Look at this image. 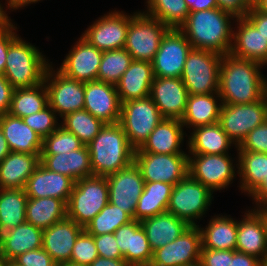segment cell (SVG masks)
<instances>
[{
	"instance_id": "obj_1",
	"label": "cell",
	"mask_w": 267,
	"mask_h": 266,
	"mask_svg": "<svg viewBox=\"0 0 267 266\" xmlns=\"http://www.w3.org/2000/svg\"><path fill=\"white\" fill-rule=\"evenodd\" d=\"M262 64L236 58L230 53L222 57L219 72L220 101L222 104L253 103L264 94V75L259 70Z\"/></svg>"
},
{
	"instance_id": "obj_2",
	"label": "cell",
	"mask_w": 267,
	"mask_h": 266,
	"mask_svg": "<svg viewBox=\"0 0 267 266\" xmlns=\"http://www.w3.org/2000/svg\"><path fill=\"white\" fill-rule=\"evenodd\" d=\"M230 18H236L219 7L190 12L179 28L187 37L192 48L210 50L221 55L229 54L233 33Z\"/></svg>"
},
{
	"instance_id": "obj_3",
	"label": "cell",
	"mask_w": 267,
	"mask_h": 266,
	"mask_svg": "<svg viewBox=\"0 0 267 266\" xmlns=\"http://www.w3.org/2000/svg\"><path fill=\"white\" fill-rule=\"evenodd\" d=\"M87 148L95 176H108L134 162L135 149L119 122L105 124Z\"/></svg>"
},
{
	"instance_id": "obj_4",
	"label": "cell",
	"mask_w": 267,
	"mask_h": 266,
	"mask_svg": "<svg viewBox=\"0 0 267 266\" xmlns=\"http://www.w3.org/2000/svg\"><path fill=\"white\" fill-rule=\"evenodd\" d=\"M41 54L19 36L10 43L3 75L14 89L35 87L44 82L50 64Z\"/></svg>"
},
{
	"instance_id": "obj_5",
	"label": "cell",
	"mask_w": 267,
	"mask_h": 266,
	"mask_svg": "<svg viewBox=\"0 0 267 266\" xmlns=\"http://www.w3.org/2000/svg\"><path fill=\"white\" fill-rule=\"evenodd\" d=\"M106 176H89L75 182L66 204L67 217L83 228L107 205Z\"/></svg>"
},
{
	"instance_id": "obj_6",
	"label": "cell",
	"mask_w": 267,
	"mask_h": 266,
	"mask_svg": "<svg viewBox=\"0 0 267 266\" xmlns=\"http://www.w3.org/2000/svg\"><path fill=\"white\" fill-rule=\"evenodd\" d=\"M222 57L210 50H190L180 77L190 95L218 93Z\"/></svg>"
},
{
	"instance_id": "obj_7",
	"label": "cell",
	"mask_w": 267,
	"mask_h": 266,
	"mask_svg": "<svg viewBox=\"0 0 267 266\" xmlns=\"http://www.w3.org/2000/svg\"><path fill=\"white\" fill-rule=\"evenodd\" d=\"M169 28L158 19L135 12L129 16L125 49L133 60L152 62Z\"/></svg>"
},
{
	"instance_id": "obj_8",
	"label": "cell",
	"mask_w": 267,
	"mask_h": 266,
	"mask_svg": "<svg viewBox=\"0 0 267 266\" xmlns=\"http://www.w3.org/2000/svg\"><path fill=\"white\" fill-rule=\"evenodd\" d=\"M163 119L150 97L130 100L121 104L119 124L123 128L129 144L135 150L143 145Z\"/></svg>"
},
{
	"instance_id": "obj_9",
	"label": "cell",
	"mask_w": 267,
	"mask_h": 266,
	"mask_svg": "<svg viewBox=\"0 0 267 266\" xmlns=\"http://www.w3.org/2000/svg\"><path fill=\"white\" fill-rule=\"evenodd\" d=\"M212 194L208 187L188 175L173 187L167 212L194 226V220L206 213L213 198Z\"/></svg>"
},
{
	"instance_id": "obj_10",
	"label": "cell",
	"mask_w": 267,
	"mask_h": 266,
	"mask_svg": "<svg viewBox=\"0 0 267 266\" xmlns=\"http://www.w3.org/2000/svg\"><path fill=\"white\" fill-rule=\"evenodd\" d=\"M267 121V96L253 103L222 104L218 123L237 147L255 127Z\"/></svg>"
},
{
	"instance_id": "obj_11",
	"label": "cell",
	"mask_w": 267,
	"mask_h": 266,
	"mask_svg": "<svg viewBox=\"0 0 267 266\" xmlns=\"http://www.w3.org/2000/svg\"><path fill=\"white\" fill-rule=\"evenodd\" d=\"M186 154H154L135 152L134 162L145 182H164L176 185L189 175Z\"/></svg>"
},
{
	"instance_id": "obj_12",
	"label": "cell",
	"mask_w": 267,
	"mask_h": 266,
	"mask_svg": "<svg viewBox=\"0 0 267 266\" xmlns=\"http://www.w3.org/2000/svg\"><path fill=\"white\" fill-rule=\"evenodd\" d=\"M192 46L180 29L169 28L152 60L154 77L180 78Z\"/></svg>"
},
{
	"instance_id": "obj_13",
	"label": "cell",
	"mask_w": 267,
	"mask_h": 266,
	"mask_svg": "<svg viewBox=\"0 0 267 266\" xmlns=\"http://www.w3.org/2000/svg\"><path fill=\"white\" fill-rule=\"evenodd\" d=\"M51 68L49 65L44 77L49 106L61 118L66 114L83 110L85 83L69 78L59 70L55 73Z\"/></svg>"
},
{
	"instance_id": "obj_14",
	"label": "cell",
	"mask_w": 267,
	"mask_h": 266,
	"mask_svg": "<svg viewBox=\"0 0 267 266\" xmlns=\"http://www.w3.org/2000/svg\"><path fill=\"white\" fill-rule=\"evenodd\" d=\"M188 157L189 176L212 192L228 186L236 176L233 160L226 154H191Z\"/></svg>"
},
{
	"instance_id": "obj_15",
	"label": "cell",
	"mask_w": 267,
	"mask_h": 266,
	"mask_svg": "<svg viewBox=\"0 0 267 266\" xmlns=\"http://www.w3.org/2000/svg\"><path fill=\"white\" fill-rule=\"evenodd\" d=\"M106 178L109 203L118 206L134 219L138 199L145 184L139 167L133 162L128 167L112 173Z\"/></svg>"
},
{
	"instance_id": "obj_16",
	"label": "cell",
	"mask_w": 267,
	"mask_h": 266,
	"mask_svg": "<svg viewBox=\"0 0 267 266\" xmlns=\"http://www.w3.org/2000/svg\"><path fill=\"white\" fill-rule=\"evenodd\" d=\"M201 232L190 226L177 239L153 251L150 266H189L200 262Z\"/></svg>"
},
{
	"instance_id": "obj_17",
	"label": "cell",
	"mask_w": 267,
	"mask_h": 266,
	"mask_svg": "<svg viewBox=\"0 0 267 266\" xmlns=\"http://www.w3.org/2000/svg\"><path fill=\"white\" fill-rule=\"evenodd\" d=\"M236 250L260 259L267 265V208L245 213L237 222Z\"/></svg>"
},
{
	"instance_id": "obj_18",
	"label": "cell",
	"mask_w": 267,
	"mask_h": 266,
	"mask_svg": "<svg viewBox=\"0 0 267 266\" xmlns=\"http://www.w3.org/2000/svg\"><path fill=\"white\" fill-rule=\"evenodd\" d=\"M129 27V15L111 12L89 26L82 37L101 51L123 49Z\"/></svg>"
},
{
	"instance_id": "obj_19",
	"label": "cell",
	"mask_w": 267,
	"mask_h": 266,
	"mask_svg": "<svg viewBox=\"0 0 267 266\" xmlns=\"http://www.w3.org/2000/svg\"><path fill=\"white\" fill-rule=\"evenodd\" d=\"M121 104L115 85L98 80L85 82L83 109L104 124L120 121Z\"/></svg>"
},
{
	"instance_id": "obj_20",
	"label": "cell",
	"mask_w": 267,
	"mask_h": 266,
	"mask_svg": "<svg viewBox=\"0 0 267 266\" xmlns=\"http://www.w3.org/2000/svg\"><path fill=\"white\" fill-rule=\"evenodd\" d=\"M188 96V90L181 78L154 77L149 97L164 119L181 120Z\"/></svg>"
},
{
	"instance_id": "obj_21",
	"label": "cell",
	"mask_w": 267,
	"mask_h": 266,
	"mask_svg": "<svg viewBox=\"0 0 267 266\" xmlns=\"http://www.w3.org/2000/svg\"><path fill=\"white\" fill-rule=\"evenodd\" d=\"M102 55L103 51L81 36L58 70L77 81H96Z\"/></svg>"
},
{
	"instance_id": "obj_22",
	"label": "cell",
	"mask_w": 267,
	"mask_h": 266,
	"mask_svg": "<svg viewBox=\"0 0 267 266\" xmlns=\"http://www.w3.org/2000/svg\"><path fill=\"white\" fill-rule=\"evenodd\" d=\"M74 185L75 181L70 177L46 169L40 163L26 182L24 190L28 198L52 197L67 204Z\"/></svg>"
},
{
	"instance_id": "obj_23",
	"label": "cell",
	"mask_w": 267,
	"mask_h": 266,
	"mask_svg": "<svg viewBox=\"0 0 267 266\" xmlns=\"http://www.w3.org/2000/svg\"><path fill=\"white\" fill-rule=\"evenodd\" d=\"M84 228L66 217L43 230L42 248L57 263L70 262L73 246Z\"/></svg>"
},
{
	"instance_id": "obj_24",
	"label": "cell",
	"mask_w": 267,
	"mask_h": 266,
	"mask_svg": "<svg viewBox=\"0 0 267 266\" xmlns=\"http://www.w3.org/2000/svg\"><path fill=\"white\" fill-rule=\"evenodd\" d=\"M239 28L233 33L230 54L236 58L246 59L264 65L267 63V39L245 17H238Z\"/></svg>"
},
{
	"instance_id": "obj_25",
	"label": "cell",
	"mask_w": 267,
	"mask_h": 266,
	"mask_svg": "<svg viewBox=\"0 0 267 266\" xmlns=\"http://www.w3.org/2000/svg\"><path fill=\"white\" fill-rule=\"evenodd\" d=\"M0 129L11 151L41 154L43 138L32 130L20 117L9 113L0 115Z\"/></svg>"
},
{
	"instance_id": "obj_26",
	"label": "cell",
	"mask_w": 267,
	"mask_h": 266,
	"mask_svg": "<svg viewBox=\"0 0 267 266\" xmlns=\"http://www.w3.org/2000/svg\"><path fill=\"white\" fill-rule=\"evenodd\" d=\"M153 80L152 63L133 60L116 85L120 102L149 97Z\"/></svg>"
},
{
	"instance_id": "obj_27",
	"label": "cell",
	"mask_w": 267,
	"mask_h": 266,
	"mask_svg": "<svg viewBox=\"0 0 267 266\" xmlns=\"http://www.w3.org/2000/svg\"><path fill=\"white\" fill-rule=\"evenodd\" d=\"M40 164V154L11 151L0 162V188L24 189L26 182Z\"/></svg>"
},
{
	"instance_id": "obj_28",
	"label": "cell",
	"mask_w": 267,
	"mask_h": 266,
	"mask_svg": "<svg viewBox=\"0 0 267 266\" xmlns=\"http://www.w3.org/2000/svg\"><path fill=\"white\" fill-rule=\"evenodd\" d=\"M183 127L181 120L163 119L135 152L186 154L179 148L184 139Z\"/></svg>"
},
{
	"instance_id": "obj_29",
	"label": "cell",
	"mask_w": 267,
	"mask_h": 266,
	"mask_svg": "<svg viewBox=\"0 0 267 266\" xmlns=\"http://www.w3.org/2000/svg\"><path fill=\"white\" fill-rule=\"evenodd\" d=\"M43 230L25 221L0 234V254L13 261L20 254L42 247Z\"/></svg>"
},
{
	"instance_id": "obj_30",
	"label": "cell",
	"mask_w": 267,
	"mask_h": 266,
	"mask_svg": "<svg viewBox=\"0 0 267 266\" xmlns=\"http://www.w3.org/2000/svg\"><path fill=\"white\" fill-rule=\"evenodd\" d=\"M40 163L46 169L68 176L75 182L93 176L90 154L86 145L69 153L40 155Z\"/></svg>"
},
{
	"instance_id": "obj_31",
	"label": "cell",
	"mask_w": 267,
	"mask_h": 266,
	"mask_svg": "<svg viewBox=\"0 0 267 266\" xmlns=\"http://www.w3.org/2000/svg\"><path fill=\"white\" fill-rule=\"evenodd\" d=\"M154 251L177 239L190 225L175 215L164 212L140 221Z\"/></svg>"
},
{
	"instance_id": "obj_32",
	"label": "cell",
	"mask_w": 267,
	"mask_h": 266,
	"mask_svg": "<svg viewBox=\"0 0 267 266\" xmlns=\"http://www.w3.org/2000/svg\"><path fill=\"white\" fill-rule=\"evenodd\" d=\"M216 96H215V95ZM220 97L218 93L197 94L188 96L186 110L181 123L183 126L193 127L192 129L205 125L218 123L222 103L215 98Z\"/></svg>"
},
{
	"instance_id": "obj_33",
	"label": "cell",
	"mask_w": 267,
	"mask_h": 266,
	"mask_svg": "<svg viewBox=\"0 0 267 266\" xmlns=\"http://www.w3.org/2000/svg\"><path fill=\"white\" fill-rule=\"evenodd\" d=\"M193 130L188 141L190 154H226L231 144L237 147L219 123L196 127Z\"/></svg>"
},
{
	"instance_id": "obj_34",
	"label": "cell",
	"mask_w": 267,
	"mask_h": 266,
	"mask_svg": "<svg viewBox=\"0 0 267 266\" xmlns=\"http://www.w3.org/2000/svg\"><path fill=\"white\" fill-rule=\"evenodd\" d=\"M67 217V207L63 200L52 197L28 198L26 221L42 230L47 229Z\"/></svg>"
},
{
	"instance_id": "obj_35",
	"label": "cell",
	"mask_w": 267,
	"mask_h": 266,
	"mask_svg": "<svg viewBox=\"0 0 267 266\" xmlns=\"http://www.w3.org/2000/svg\"><path fill=\"white\" fill-rule=\"evenodd\" d=\"M201 232V248L214 250H236L237 221L227 216H216L209 221L208 226L199 227Z\"/></svg>"
},
{
	"instance_id": "obj_36",
	"label": "cell",
	"mask_w": 267,
	"mask_h": 266,
	"mask_svg": "<svg viewBox=\"0 0 267 266\" xmlns=\"http://www.w3.org/2000/svg\"><path fill=\"white\" fill-rule=\"evenodd\" d=\"M174 185L164 182H145L143 192L138 199L134 220L141 221L167 212V206Z\"/></svg>"
},
{
	"instance_id": "obj_37",
	"label": "cell",
	"mask_w": 267,
	"mask_h": 266,
	"mask_svg": "<svg viewBox=\"0 0 267 266\" xmlns=\"http://www.w3.org/2000/svg\"><path fill=\"white\" fill-rule=\"evenodd\" d=\"M27 200L24 189L0 188V234L26 221Z\"/></svg>"
},
{
	"instance_id": "obj_38",
	"label": "cell",
	"mask_w": 267,
	"mask_h": 266,
	"mask_svg": "<svg viewBox=\"0 0 267 266\" xmlns=\"http://www.w3.org/2000/svg\"><path fill=\"white\" fill-rule=\"evenodd\" d=\"M238 159L240 188L250 195L267 176V153L239 151Z\"/></svg>"
},
{
	"instance_id": "obj_39",
	"label": "cell",
	"mask_w": 267,
	"mask_h": 266,
	"mask_svg": "<svg viewBox=\"0 0 267 266\" xmlns=\"http://www.w3.org/2000/svg\"><path fill=\"white\" fill-rule=\"evenodd\" d=\"M48 105V91L43 82L35 87L15 89L8 113L24 118L40 112Z\"/></svg>"
},
{
	"instance_id": "obj_40",
	"label": "cell",
	"mask_w": 267,
	"mask_h": 266,
	"mask_svg": "<svg viewBox=\"0 0 267 266\" xmlns=\"http://www.w3.org/2000/svg\"><path fill=\"white\" fill-rule=\"evenodd\" d=\"M147 3V13H143L158 19L168 28L179 29L190 13L185 0H147Z\"/></svg>"
},
{
	"instance_id": "obj_41",
	"label": "cell",
	"mask_w": 267,
	"mask_h": 266,
	"mask_svg": "<svg viewBox=\"0 0 267 266\" xmlns=\"http://www.w3.org/2000/svg\"><path fill=\"white\" fill-rule=\"evenodd\" d=\"M62 119L61 126L66 131L77 136L86 146L99 134L101 128L105 125L84 109L66 114Z\"/></svg>"
},
{
	"instance_id": "obj_42",
	"label": "cell",
	"mask_w": 267,
	"mask_h": 266,
	"mask_svg": "<svg viewBox=\"0 0 267 266\" xmlns=\"http://www.w3.org/2000/svg\"><path fill=\"white\" fill-rule=\"evenodd\" d=\"M132 61V56L125 48L103 51L97 80L116 86Z\"/></svg>"
},
{
	"instance_id": "obj_43",
	"label": "cell",
	"mask_w": 267,
	"mask_h": 266,
	"mask_svg": "<svg viewBox=\"0 0 267 266\" xmlns=\"http://www.w3.org/2000/svg\"><path fill=\"white\" fill-rule=\"evenodd\" d=\"M132 220L124 210L108 202L84 229L91 235L114 233L119 227Z\"/></svg>"
},
{
	"instance_id": "obj_44",
	"label": "cell",
	"mask_w": 267,
	"mask_h": 266,
	"mask_svg": "<svg viewBox=\"0 0 267 266\" xmlns=\"http://www.w3.org/2000/svg\"><path fill=\"white\" fill-rule=\"evenodd\" d=\"M123 257L130 266H150L151 264L153 250L138 220L131 221L130 249Z\"/></svg>"
},
{
	"instance_id": "obj_45",
	"label": "cell",
	"mask_w": 267,
	"mask_h": 266,
	"mask_svg": "<svg viewBox=\"0 0 267 266\" xmlns=\"http://www.w3.org/2000/svg\"><path fill=\"white\" fill-rule=\"evenodd\" d=\"M83 146L84 144L77 136L59 126L54 132L43 139V149L40 155L69 153Z\"/></svg>"
},
{
	"instance_id": "obj_46",
	"label": "cell",
	"mask_w": 267,
	"mask_h": 266,
	"mask_svg": "<svg viewBox=\"0 0 267 266\" xmlns=\"http://www.w3.org/2000/svg\"><path fill=\"white\" fill-rule=\"evenodd\" d=\"M98 256L93 236L84 229L73 246L70 262L89 266Z\"/></svg>"
},
{
	"instance_id": "obj_47",
	"label": "cell",
	"mask_w": 267,
	"mask_h": 266,
	"mask_svg": "<svg viewBox=\"0 0 267 266\" xmlns=\"http://www.w3.org/2000/svg\"><path fill=\"white\" fill-rule=\"evenodd\" d=\"M56 116V112L48 105L40 112L33 113L22 119L32 130L44 139L60 126L58 125Z\"/></svg>"
},
{
	"instance_id": "obj_48",
	"label": "cell",
	"mask_w": 267,
	"mask_h": 266,
	"mask_svg": "<svg viewBox=\"0 0 267 266\" xmlns=\"http://www.w3.org/2000/svg\"><path fill=\"white\" fill-rule=\"evenodd\" d=\"M237 150L267 153V121L250 131Z\"/></svg>"
},
{
	"instance_id": "obj_49",
	"label": "cell",
	"mask_w": 267,
	"mask_h": 266,
	"mask_svg": "<svg viewBox=\"0 0 267 266\" xmlns=\"http://www.w3.org/2000/svg\"><path fill=\"white\" fill-rule=\"evenodd\" d=\"M13 262L18 266H57V263L42 247L20 254Z\"/></svg>"
},
{
	"instance_id": "obj_50",
	"label": "cell",
	"mask_w": 267,
	"mask_h": 266,
	"mask_svg": "<svg viewBox=\"0 0 267 266\" xmlns=\"http://www.w3.org/2000/svg\"><path fill=\"white\" fill-rule=\"evenodd\" d=\"M98 251V255L104 258L124 259L119 250L114 233L92 235Z\"/></svg>"
},
{
	"instance_id": "obj_51",
	"label": "cell",
	"mask_w": 267,
	"mask_h": 266,
	"mask_svg": "<svg viewBox=\"0 0 267 266\" xmlns=\"http://www.w3.org/2000/svg\"><path fill=\"white\" fill-rule=\"evenodd\" d=\"M233 250H214L201 248L200 263L202 266H230Z\"/></svg>"
},
{
	"instance_id": "obj_52",
	"label": "cell",
	"mask_w": 267,
	"mask_h": 266,
	"mask_svg": "<svg viewBox=\"0 0 267 266\" xmlns=\"http://www.w3.org/2000/svg\"><path fill=\"white\" fill-rule=\"evenodd\" d=\"M16 28L17 27H14L12 22L0 27V74H3L5 70L9 45L18 36L14 32Z\"/></svg>"
},
{
	"instance_id": "obj_53",
	"label": "cell",
	"mask_w": 267,
	"mask_h": 266,
	"mask_svg": "<svg viewBox=\"0 0 267 266\" xmlns=\"http://www.w3.org/2000/svg\"><path fill=\"white\" fill-rule=\"evenodd\" d=\"M218 7L236 18L245 16L253 6V0H216Z\"/></svg>"
},
{
	"instance_id": "obj_54",
	"label": "cell",
	"mask_w": 267,
	"mask_h": 266,
	"mask_svg": "<svg viewBox=\"0 0 267 266\" xmlns=\"http://www.w3.org/2000/svg\"><path fill=\"white\" fill-rule=\"evenodd\" d=\"M14 90L5 76L0 74V115L8 113Z\"/></svg>"
},
{
	"instance_id": "obj_55",
	"label": "cell",
	"mask_w": 267,
	"mask_h": 266,
	"mask_svg": "<svg viewBox=\"0 0 267 266\" xmlns=\"http://www.w3.org/2000/svg\"><path fill=\"white\" fill-rule=\"evenodd\" d=\"M121 255L124 256L130 249L131 242V221L122 225L114 232Z\"/></svg>"
},
{
	"instance_id": "obj_56",
	"label": "cell",
	"mask_w": 267,
	"mask_h": 266,
	"mask_svg": "<svg viewBox=\"0 0 267 266\" xmlns=\"http://www.w3.org/2000/svg\"><path fill=\"white\" fill-rule=\"evenodd\" d=\"M245 17L267 39V14L259 11L254 5L249 9Z\"/></svg>"
},
{
	"instance_id": "obj_57",
	"label": "cell",
	"mask_w": 267,
	"mask_h": 266,
	"mask_svg": "<svg viewBox=\"0 0 267 266\" xmlns=\"http://www.w3.org/2000/svg\"><path fill=\"white\" fill-rule=\"evenodd\" d=\"M230 266H265V264L255 256L233 250Z\"/></svg>"
},
{
	"instance_id": "obj_58",
	"label": "cell",
	"mask_w": 267,
	"mask_h": 266,
	"mask_svg": "<svg viewBox=\"0 0 267 266\" xmlns=\"http://www.w3.org/2000/svg\"><path fill=\"white\" fill-rule=\"evenodd\" d=\"M250 196L253 197V200H255L256 204L259 206H257V209L267 208V176H265V179L250 194Z\"/></svg>"
},
{
	"instance_id": "obj_59",
	"label": "cell",
	"mask_w": 267,
	"mask_h": 266,
	"mask_svg": "<svg viewBox=\"0 0 267 266\" xmlns=\"http://www.w3.org/2000/svg\"><path fill=\"white\" fill-rule=\"evenodd\" d=\"M190 12L209 10L218 7L216 0H185Z\"/></svg>"
},
{
	"instance_id": "obj_60",
	"label": "cell",
	"mask_w": 267,
	"mask_h": 266,
	"mask_svg": "<svg viewBox=\"0 0 267 266\" xmlns=\"http://www.w3.org/2000/svg\"><path fill=\"white\" fill-rule=\"evenodd\" d=\"M89 266H130L124 259H111L98 256Z\"/></svg>"
},
{
	"instance_id": "obj_61",
	"label": "cell",
	"mask_w": 267,
	"mask_h": 266,
	"mask_svg": "<svg viewBox=\"0 0 267 266\" xmlns=\"http://www.w3.org/2000/svg\"><path fill=\"white\" fill-rule=\"evenodd\" d=\"M11 152L9 145L0 129V162Z\"/></svg>"
},
{
	"instance_id": "obj_62",
	"label": "cell",
	"mask_w": 267,
	"mask_h": 266,
	"mask_svg": "<svg viewBox=\"0 0 267 266\" xmlns=\"http://www.w3.org/2000/svg\"><path fill=\"white\" fill-rule=\"evenodd\" d=\"M253 5L259 11L267 14V0H253Z\"/></svg>"
},
{
	"instance_id": "obj_63",
	"label": "cell",
	"mask_w": 267,
	"mask_h": 266,
	"mask_svg": "<svg viewBox=\"0 0 267 266\" xmlns=\"http://www.w3.org/2000/svg\"><path fill=\"white\" fill-rule=\"evenodd\" d=\"M25 6V0H8L7 7L18 9Z\"/></svg>"
},
{
	"instance_id": "obj_64",
	"label": "cell",
	"mask_w": 267,
	"mask_h": 266,
	"mask_svg": "<svg viewBox=\"0 0 267 266\" xmlns=\"http://www.w3.org/2000/svg\"><path fill=\"white\" fill-rule=\"evenodd\" d=\"M8 15L3 11V7L0 4V27L8 25L11 19H8Z\"/></svg>"
},
{
	"instance_id": "obj_65",
	"label": "cell",
	"mask_w": 267,
	"mask_h": 266,
	"mask_svg": "<svg viewBox=\"0 0 267 266\" xmlns=\"http://www.w3.org/2000/svg\"><path fill=\"white\" fill-rule=\"evenodd\" d=\"M7 263L8 261L6 260V258L0 254V266H6Z\"/></svg>"
},
{
	"instance_id": "obj_66",
	"label": "cell",
	"mask_w": 267,
	"mask_h": 266,
	"mask_svg": "<svg viewBox=\"0 0 267 266\" xmlns=\"http://www.w3.org/2000/svg\"><path fill=\"white\" fill-rule=\"evenodd\" d=\"M57 266H82V265H78V264H74V263H71V262H67V263L57 264Z\"/></svg>"
},
{
	"instance_id": "obj_67",
	"label": "cell",
	"mask_w": 267,
	"mask_h": 266,
	"mask_svg": "<svg viewBox=\"0 0 267 266\" xmlns=\"http://www.w3.org/2000/svg\"><path fill=\"white\" fill-rule=\"evenodd\" d=\"M264 65H267V63H265ZM264 94L267 96V78L264 77Z\"/></svg>"
},
{
	"instance_id": "obj_68",
	"label": "cell",
	"mask_w": 267,
	"mask_h": 266,
	"mask_svg": "<svg viewBox=\"0 0 267 266\" xmlns=\"http://www.w3.org/2000/svg\"><path fill=\"white\" fill-rule=\"evenodd\" d=\"M38 1H40V0H25V6H26L27 4L35 3V2H38Z\"/></svg>"
},
{
	"instance_id": "obj_69",
	"label": "cell",
	"mask_w": 267,
	"mask_h": 266,
	"mask_svg": "<svg viewBox=\"0 0 267 266\" xmlns=\"http://www.w3.org/2000/svg\"><path fill=\"white\" fill-rule=\"evenodd\" d=\"M6 266H18V265L15 264L13 261H8Z\"/></svg>"
},
{
	"instance_id": "obj_70",
	"label": "cell",
	"mask_w": 267,
	"mask_h": 266,
	"mask_svg": "<svg viewBox=\"0 0 267 266\" xmlns=\"http://www.w3.org/2000/svg\"><path fill=\"white\" fill-rule=\"evenodd\" d=\"M189 266H202L200 262L193 264V265H189Z\"/></svg>"
}]
</instances>
